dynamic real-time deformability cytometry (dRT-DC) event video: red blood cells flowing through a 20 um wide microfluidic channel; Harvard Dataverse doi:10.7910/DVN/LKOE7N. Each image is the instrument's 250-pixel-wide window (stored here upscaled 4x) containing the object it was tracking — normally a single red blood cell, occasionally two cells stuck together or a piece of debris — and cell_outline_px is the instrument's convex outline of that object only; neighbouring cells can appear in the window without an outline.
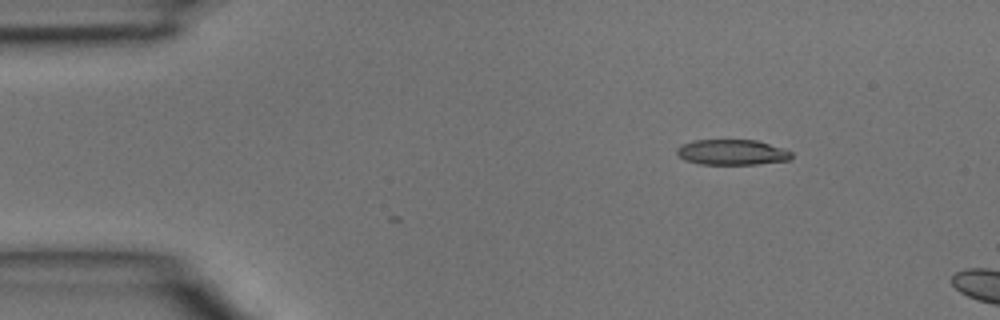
{"species": "common noctule bat (a hibernating species)", "species_latin": "Nyctalus noctula", "temperature_condition": "room temperature", "stored_images_in_passage": 2, "camera_frame_rate_fps": 3000, "um_per_image_px": 0.085, "animal": {"sex": "male", "body_mass_g": 15.6}, "frame": {"image": 1, "passage_image": 1, "time_ms": 0.0, "image_size_px": [1000, 320], "cell_outline_px": [[792, 156], [788, 160], [756, 164], [700, 164], [684, 160], [676, 152], [676, 148], [684, 144], [696, 140], [756, 140], [784, 148], [792, 152]], "centroid_in_image_um": [62.23, 12.94], "position_along_channel_um": 22.8, "area_um2": 16.88}}